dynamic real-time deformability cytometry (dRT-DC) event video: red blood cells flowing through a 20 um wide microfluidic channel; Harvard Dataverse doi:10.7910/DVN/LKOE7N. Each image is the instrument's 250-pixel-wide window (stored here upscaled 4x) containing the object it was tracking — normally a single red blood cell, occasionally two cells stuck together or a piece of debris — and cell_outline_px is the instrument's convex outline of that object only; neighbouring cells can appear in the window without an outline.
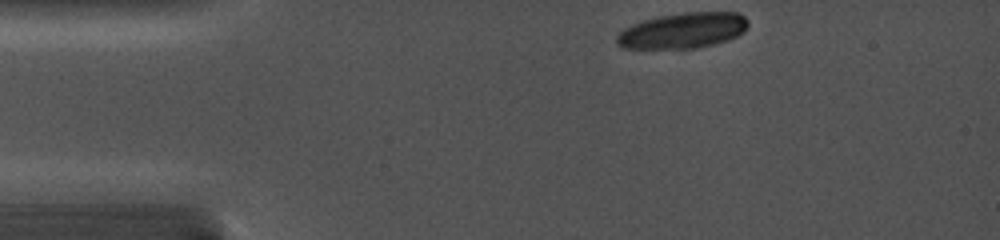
{"species": "common noctule bat (a hibernating species)", "species_latin": "Nyctalus noctula", "temperature_condition": "cold", "stored_images_in_passage": 7, "camera_frame_rate_fps": 5000, "um_per_image_px": 0.085, "animal": {"sex": "female", "body_mass_g": 19.0, "forearm_length_mm": 56.7}, "frame": {"image": 1, "passage_image": 1, "time_ms": 0.0, "image_size_px": [1000, 240], "cell_outline_px": [[748, 24], [744, 32], [728, 40], [696, 48], [620, 48], [616, 44], [616, 36], [624, 28], [632, 24], [644, 20], [660, 16], [684, 12], [740, 12], [748, 20]], "centroid_in_image_um": [58.04, 2.59], "position_along_channel_um": 27.0, "area_um2": 27.28}}